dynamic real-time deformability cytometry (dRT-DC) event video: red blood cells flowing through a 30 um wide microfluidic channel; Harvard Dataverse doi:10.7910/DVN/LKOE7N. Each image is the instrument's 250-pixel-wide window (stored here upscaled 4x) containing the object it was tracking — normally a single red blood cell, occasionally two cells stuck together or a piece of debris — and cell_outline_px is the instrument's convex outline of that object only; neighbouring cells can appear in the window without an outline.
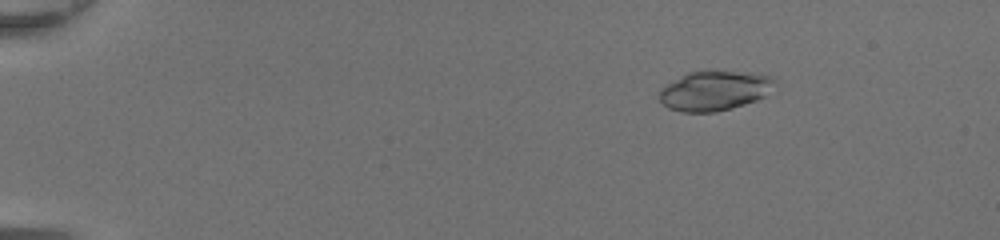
{"species": "common noctule bat (a hibernating species)", "species_latin": "Nyctalus noctula", "temperature_condition": "room temperature", "stored_images_in_passage": 50, "camera_frame_rate_fps": 3000, "um_per_image_px": 0.085, "animal": {"sex": "female", "body_mass_g": 20.0, "forearm_length_mm": 54.0}, "frame": {"image": 1, "passage_image": 9, "time_ms": 2.667, "image_size_px": [1000, 240], "cell_outline_px": [[776, 84], [764, 96], [756, 100], [732, 108], [716, 112], [680, 112], [668, 108], [660, 100], [660, 92], [664, 84], [688, 72], [716, 68], [752, 72], [768, 76], [776, 80]], "centroid_in_image_um": [60.73, 7.66], "position_along_channel_um": 24.3, "area_um2": 27.4}}
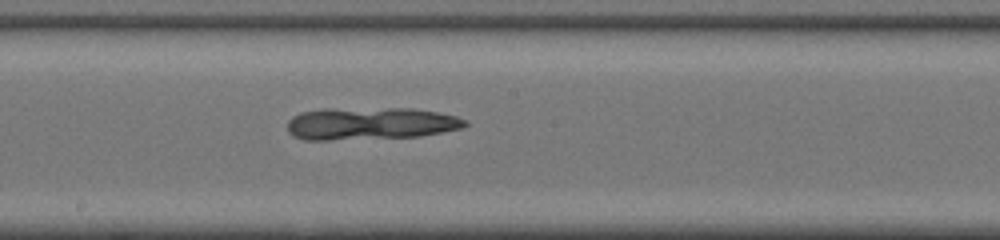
{"frame": {"image": 2, "passage_image": 30, "time_ms": 9.667, "image_size_px": [1000, 240], "cell_outline_px": [[468, 124], [464, 128], [420, 136], [328, 140], [304, 140], [292, 136], [288, 132], [288, 120], [292, 116], [300, 112], [324, 108], [412, 108], [436, 112], [456, 116], [468, 120]], "centroid_in_image_um": [31.47, 10.49], "position_along_channel_um": 216.7, "area_um2": 33.93}}
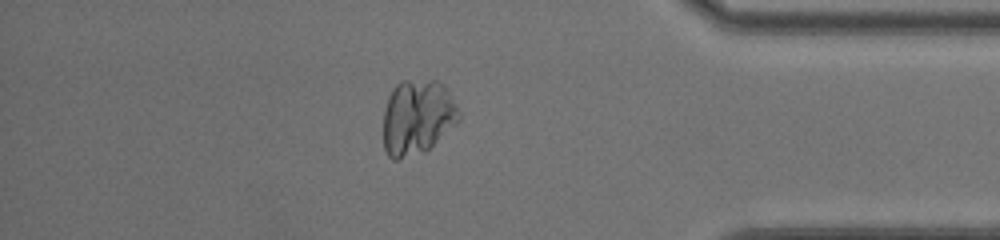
{"frame": {"image": 3, "passage_image": 44, "time_ms": 14.333, "image_size_px": [1000, 240], "cell_outline_px": [[460, 120], [456, 124], [424, 152], [396, 160], [392, 160], [388, 156], [384, 148], [384, 108], [388, 96], [392, 88], [400, 80], [436, 80], [444, 84], [460, 112]], "centroid_in_image_um": [35.46, 9.94], "position_along_channel_um": 399.7, "area_um2": 33.23}}